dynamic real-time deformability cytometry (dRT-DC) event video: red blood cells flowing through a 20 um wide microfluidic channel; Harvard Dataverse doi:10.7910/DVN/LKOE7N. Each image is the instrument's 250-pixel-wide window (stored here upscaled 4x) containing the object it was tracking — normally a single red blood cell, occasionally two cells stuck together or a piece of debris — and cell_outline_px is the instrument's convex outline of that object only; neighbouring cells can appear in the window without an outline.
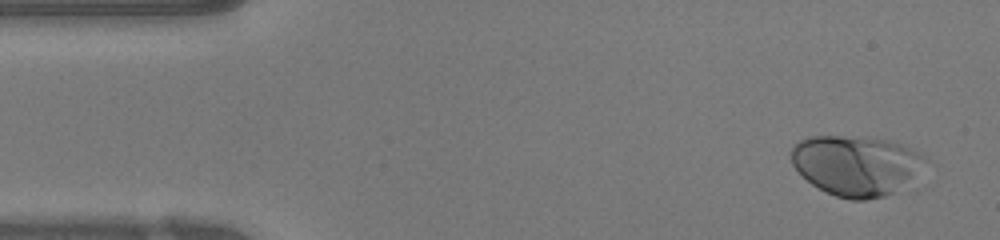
{"species": "human", "species_latin": "Homo sapiens", "temperature_condition": "warm", "stored_images_in_passage": 46, "camera_frame_rate_fps": 3000, "um_per_image_px": 0.085, "donor": {"sex": "female"}, "frame": {"image": 1, "passage_image": 1, "time_ms": 0.0, "image_size_px": [1000, 240], "cell_outline_px": [[928, 160], [908, 180], [892, 192], [884, 196], [864, 200], [852, 200], [836, 196], [812, 184], [792, 164], [792, 148], [800, 140], [812, 136], [840, 136], [884, 140], [908, 148], [924, 156]], "centroid_in_image_um": [72.71, 14.06], "position_along_channel_um": 12.3, "area_um2": 45.43}}
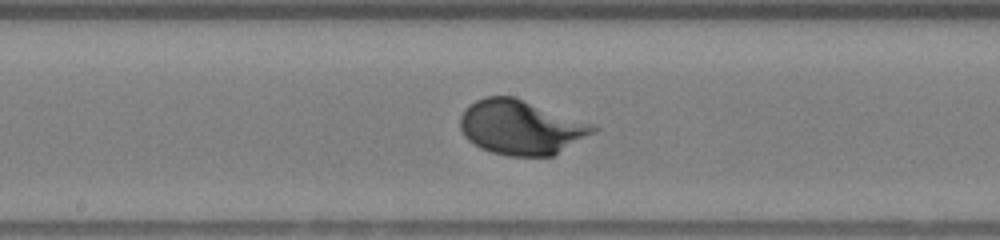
{"frame": {"image": 2, "passage_image": 22, "time_ms": 7.0, "image_size_px": [1000, 240], "cell_outline_px": [[600, 128], [596, 132], [552, 156], [508, 156], [492, 152], [480, 148], [468, 140], [464, 136], [460, 128], [460, 116], [476, 100], [484, 96], [512, 96], [592, 124]], "centroid_in_image_um": [44.27, 10.84], "position_along_channel_um": 203.9, "area_um2": 41.79}}
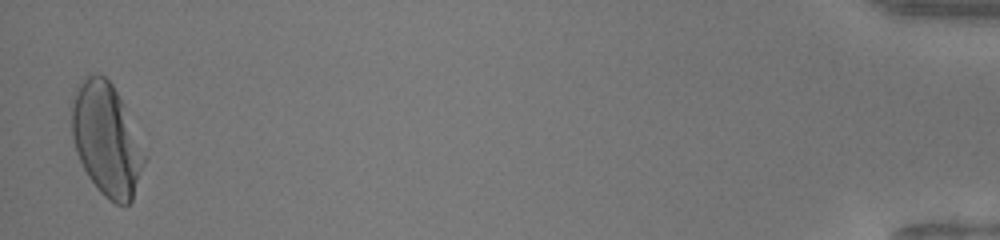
{"frame": {"image": 3, "passage_image": 45, "time_ms": 14.667, "image_size_px": [1000, 240], "cell_outline_px": [[144, 160], [132, 200], [128, 204], [116, 204], [108, 200], [100, 192], [88, 176], [76, 152], [72, 140], [72, 104], [76, 88], [88, 76], [104, 76], [112, 84], [120, 100], [144, 156]], "centroid_in_image_um": [8.99, 11.91], "position_along_channel_um": 426.2, "area_um2": 45.72}, "authors_computed_cell_mechanics": {"area_um2": 40.5467, "velocity_mm_per_s": 4.2083, "shape_relaxation_time_tau1_ms": 2.4754, "shape_relaxation_time_tau2_ms": null, "deformation_change_tau1": 0.1836, "deformation_change_tau2": null}}